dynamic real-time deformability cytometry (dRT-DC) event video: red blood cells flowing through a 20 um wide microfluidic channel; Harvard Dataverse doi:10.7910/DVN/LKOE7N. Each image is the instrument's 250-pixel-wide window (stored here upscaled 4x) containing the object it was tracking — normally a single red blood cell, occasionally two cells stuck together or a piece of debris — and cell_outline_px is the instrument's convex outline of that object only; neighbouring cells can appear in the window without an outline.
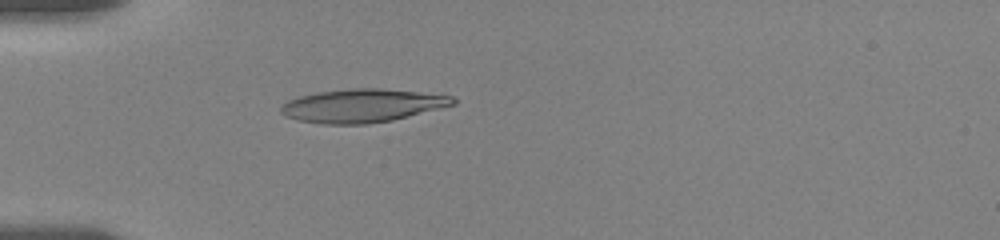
{"species": "human", "species_latin": "Homo sapiens", "temperature_condition": "room temperature", "stored_images_in_passage": 9, "camera_frame_rate_fps": 3000, "um_per_image_px": 0.085, "donor": {"sex": "female"}, "frame": {"image": 1, "passage_image": 6, "time_ms": 5.0, "image_size_px": [1000, 240], "cell_outline_px": [[456, 104], [392, 120], [364, 124], [324, 124], [300, 120], [284, 116], [280, 112], [280, 108], [288, 100], [300, 96], [316, 92], [352, 88], [380, 88], [452, 96], [456, 100]], "centroid_in_image_um": [30.76, 8.98], "position_along_channel_um": 54.2, "area_um2": 33.12}}
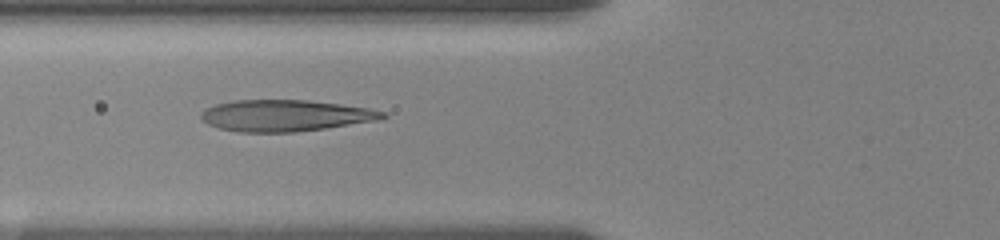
{"frame": {"image": 2, "passage_image": 8, "time_ms": 6.667, "image_size_px": [1000, 240], "cell_outline_px": [[388, 116], [380, 120], [324, 128], [292, 132], [240, 132], [220, 128], [208, 124], [200, 116], [200, 112], [204, 108], [216, 104], [236, 100], [308, 100], [340, 104], [368, 108], [388, 112]], "centroid_in_image_um": [24.27, 9.82], "position_along_channel_um": 101.5, "area_um2": 33.23}}
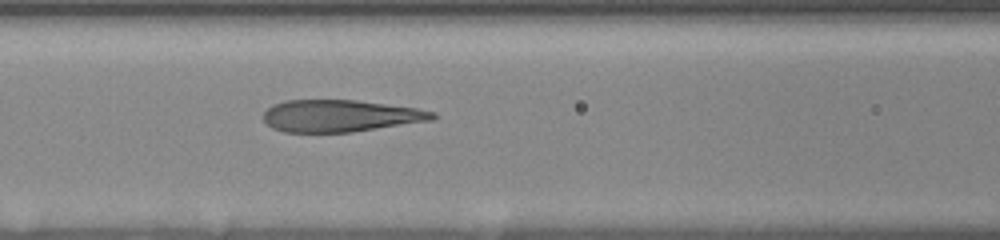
{"frame": {"image": 3, "passage_image": 9, "time_ms": 7.667, "image_size_px": [1000, 240], "cell_outline_px": [[436, 116], [432, 120], [352, 132], [284, 132], [272, 128], [264, 120], [264, 112], [272, 104], [284, 100], [356, 100], [416, 108], [436, 112]], "centroid_in_image_um": [28.9, 9.84], "position_along_channel_um": 137.7, "area_um2": 31.44}}